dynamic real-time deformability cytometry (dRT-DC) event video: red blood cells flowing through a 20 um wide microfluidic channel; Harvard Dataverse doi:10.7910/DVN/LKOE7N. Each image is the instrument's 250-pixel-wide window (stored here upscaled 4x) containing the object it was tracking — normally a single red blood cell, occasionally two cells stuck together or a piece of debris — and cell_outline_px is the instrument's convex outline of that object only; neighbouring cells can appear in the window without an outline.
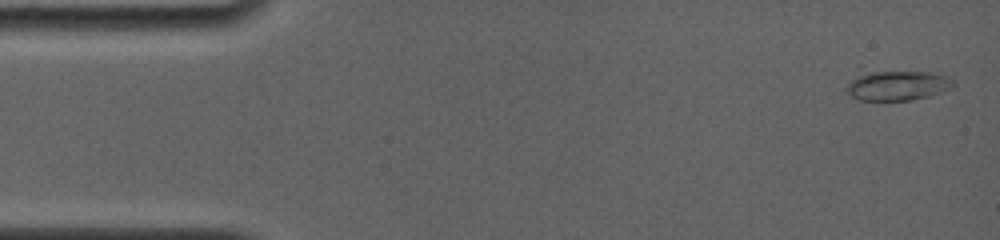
{"species": "common noctule bat (a hibernating species)", "species_latin": "Nyctalus noctula", "temperature_condition": "room temperature", "stored_images_in_passage": 66, "camera_frame_rate_fps": 4000, "um_per_image_px": 0.085, "animal": {"sex": "female", "body_mass_g": 19.0, "forearm_length_mm": 56.7}, "frame": {"image": 1, "passage_image": 3, "time_ms": 0.5, "image_size_px": [1000, 240], "cell_outline_px": [[936, 76], [924, 96], [908, 100], [860, 100], [852, 96], [848, 92], [848, 84], [852, 80], [860, 76], [876, 72], [920, 72]], "centroid_in_image_um": [75.7, 7.3], "position_along_channel_um": 9.3, "area_um2": 14.97}}
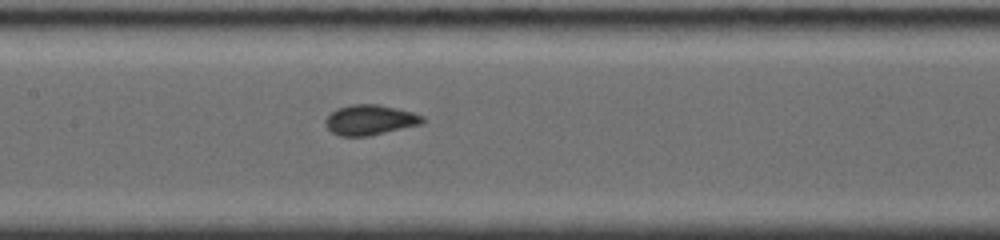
{"frame": {"image": 2, "passage_image": 32, "time_ms": 7.75, "image_size_px": [1000, 240], "cell_outline_px": [[424, 124], [368, 136], [340, 136], [332, 132], [324, 124], [324, 120], [336, 108], [352, 104], [380, 104], [412, 112], [424, 116]], "centroid_in_image_um": [31.46, 10.19], "position_along_channel_um": 175.9, "area_um2": 17.22}}
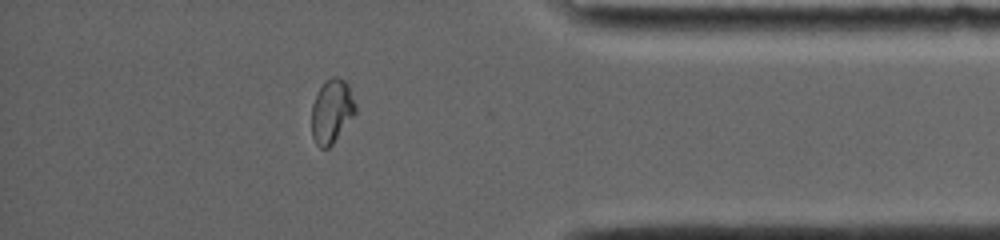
{"frame": {"image": 3, "passage_image": 57, "time_ms": 14.0, "image_size_px": [1000, 240], "cell_outline_px": [[356, 112], [332, 144], [328, 148], [320, 148], [316, 144], [312, 136], [312, 104], [316, 92], [332, 76], [336, 76], [344, 80], [348, 84], [356, 104]], "centroid_in_image_um": [28.19, 9.45], "position_along_channel_um": 407.0, "area_um2": 16.18}}